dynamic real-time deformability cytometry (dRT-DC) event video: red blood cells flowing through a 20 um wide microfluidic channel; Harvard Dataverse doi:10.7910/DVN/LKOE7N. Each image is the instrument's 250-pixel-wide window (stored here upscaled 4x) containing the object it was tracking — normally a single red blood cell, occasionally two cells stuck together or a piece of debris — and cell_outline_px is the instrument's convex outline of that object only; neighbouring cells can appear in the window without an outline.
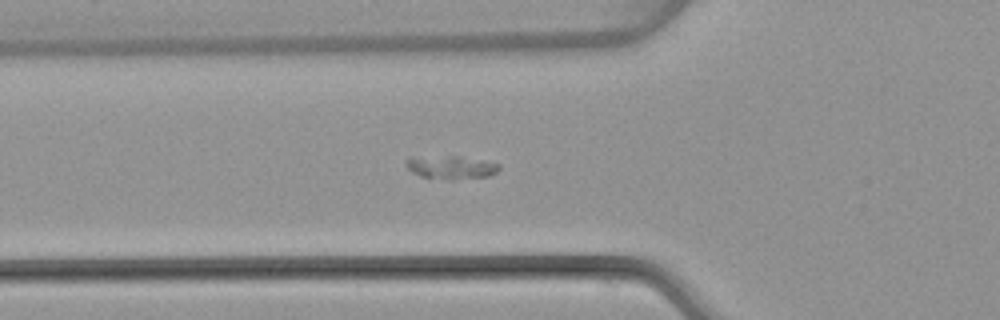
{"species": "common noctule bat (a hibernating species)", "species_latin": "Nyctalus noctula", "temperature_condition": "warm", "stored_images_in_passage": 54, "camera_frame_rate_fps": 3000, "um_per_image_px": 0.085, "animal": {"sex": "female", "body_mass_g": 22.7, "forearm_length_mm": 54.2}, "frame": {"image": 1, "passage_image": 20, "time_ms": 6.333, "image_size_px": [1000, 320], "cell_outline_px": [[500, 168], [496, 172], [488, 176], [420, 176], [412, 172], [408, 168], [404, 160], [408, 156], [460, 156], [500, 164]], "centroid_in_image_um": [38.26, 14.13], "position_along_channel_um": 87.5, "area_um2": 11.73}}
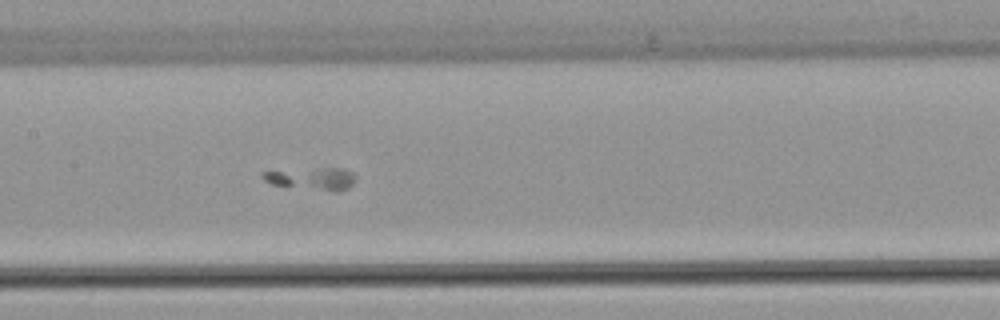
{"frame": {"image": 2, "passage_image": 27, "time_ms": 8.667, "image_size_px": [1000, 320], "cell_outline_px": [[356, 180], [348, 188], [336, 192], [272, 184], [264, 180], [260, 176], [260, 172], [324, 168], [344, 168], [352, 172], [356, 176]], "centroid_in_image_um": [26.56, 15.19], "position_along_channel_um": 180.8, "area_um2": 11.96}}
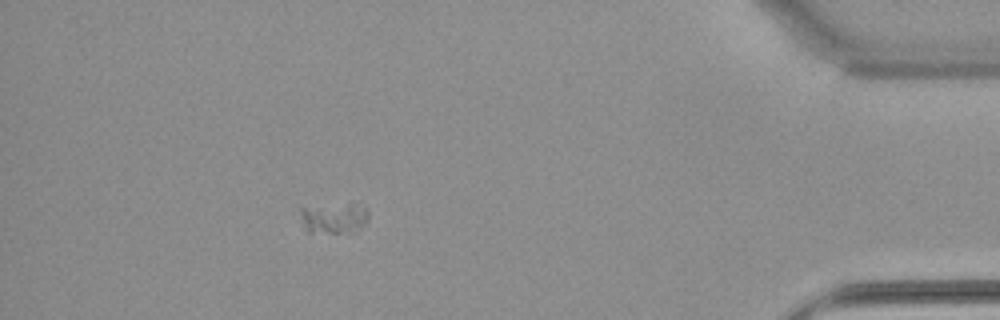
{"frame": {"image": 3, "passage_image": 48, "time_ms": 15.667, "image_size_px": [1000, 320], "cell_outline_px": [[368, 220], [356, 232], [308, 232], [300, 212], [300, 208], [348, 208], [368, 212]], "centroid_in_image_um": [28.35, 18.67], "position_along_channel_um": 406.9, "area_um2": 10.4}}